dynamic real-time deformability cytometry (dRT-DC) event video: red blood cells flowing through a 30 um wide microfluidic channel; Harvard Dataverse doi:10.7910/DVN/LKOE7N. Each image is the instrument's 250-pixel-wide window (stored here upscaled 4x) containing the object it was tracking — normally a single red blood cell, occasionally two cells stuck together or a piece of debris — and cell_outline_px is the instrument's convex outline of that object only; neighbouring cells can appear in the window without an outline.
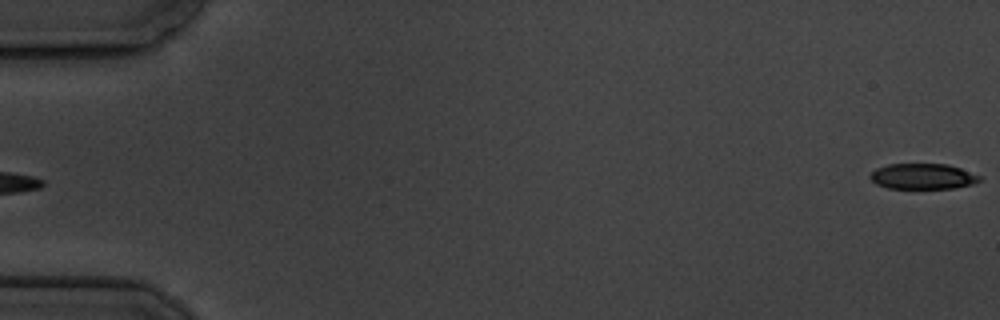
{"species": "common noctule bat (a hibernating species)", "species_latin": "Nyctalus noctula", "temperature_condition": "cold", "stored_images_in_passage": 6, "segment_of_instrument_passage": [2, 2], "camera_frame_rate_fps": 3000, "um_per_image_px": 0.085, "animal": {"sex": "male", "body_mass_g": 19.5, "forearm_length_mm": 54.6}, "frame": {"image": 1, "passage_image": 6, "time_ms": 5.667, "image_size_px": [1000, 320], "cell_outline_px": [[980, 180], [972, 184], [952, 188], [888, 188], [876, 184], [868, 176], [876, 168], [888, 164], [948, 164], [960, 168], [980, 176]], "centroid_in_image_um": [78.4, 14.98], "position_along_channel_um": 6.6, "area_um2": 16.18}}